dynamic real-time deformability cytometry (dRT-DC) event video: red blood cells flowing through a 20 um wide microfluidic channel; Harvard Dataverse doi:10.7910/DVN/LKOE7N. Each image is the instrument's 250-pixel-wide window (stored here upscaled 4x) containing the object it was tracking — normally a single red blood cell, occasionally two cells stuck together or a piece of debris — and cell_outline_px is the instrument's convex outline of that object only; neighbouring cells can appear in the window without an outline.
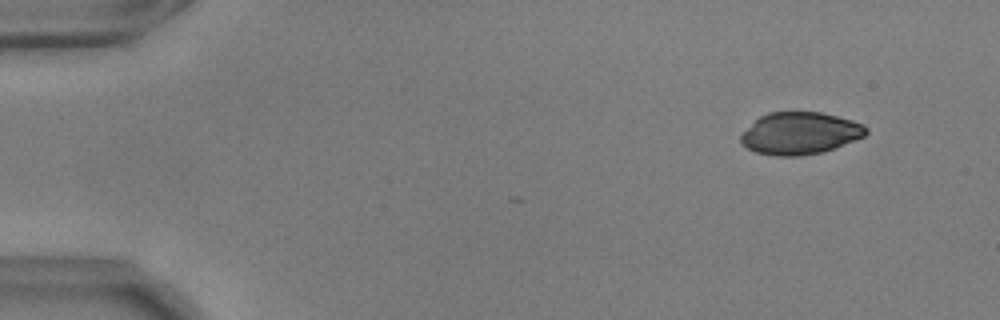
{"species": "common noctule bat (a hibernating species)", "species_latin": "Nyctalus noctula", "temperature_condition": "warm", "stored_images_in_passage": 46, "camera_frame_rate_fps": 3000, "um_per_image_px": 0.085, "animal": {"sex": "male", "body_mass_g": 17.9, "forearm_length_mm": 54.2}, "frame": {"image": 1, "passage_image": 1, "time_ms": 0.0, "image_size_px": [1000, 320], "cell_outline_px": [[868, 132], [864, 136], [832, 148], [820, 152], [800, 156], [776, 156], [756, 152], [740, 144], [740, 136], [760, 116], [768, 112], [820, 112], [852, 120], [864, 124], [868, 128]], "centroid_in_image_um": [67.99, 11.32], "position_along_channel_um": 17.0, "area_um2": 30.46}}
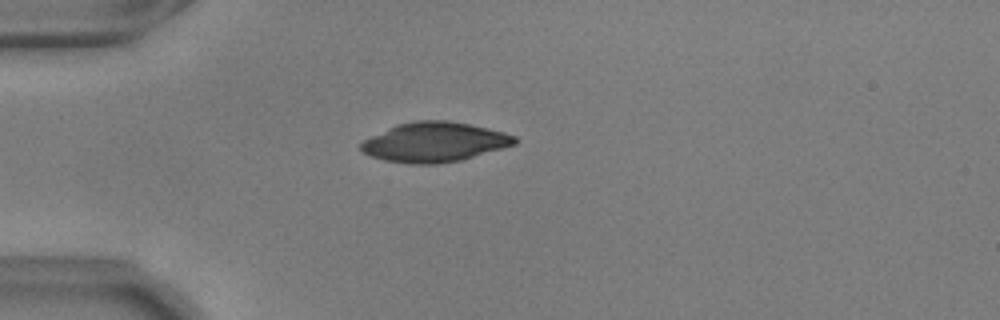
{"frame": {"image": 2, "passage_image": 11, "time_ms": 3.333, "image_size_px": [1000, 320], "cell_outline_px": [[516, 144], [460, 160], [436, 164], [412, 164], [384, 160], [372, 156], [364, 152], [360, 148], [360, 144], [364, 140], [396, 124], [416, 120], [448, 120], [488, 128], [504, 132], [516, 136]], "centroid_in_image_um": [36.93, 12.07], "position_along_channel_um": 48.1, "area_um2": 35.26}}
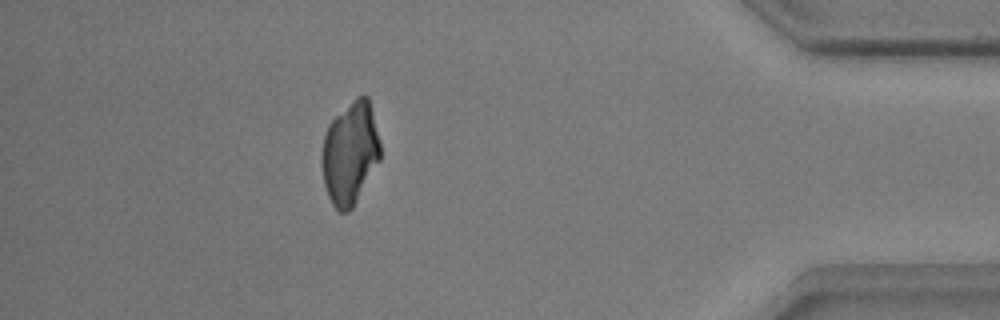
{"frame": {"image": 3, "passage_image": 45, "time_ms": 14.667, "image_size_px": [1000, 320], "cell_outline_px": [[380, 160], [352, 208], [348, 212], [340, 212], [332, 204], [328, 196], [324, 184], [320, 160], [320, 156], [324, 136], [328, 124], [356, 96], [364, 92], [368, 96], [380, 140]], "centroid_in_image_um": [29.75, 13.0], "position_along_channel_um": 405.5, "area_um2": 35.2}}